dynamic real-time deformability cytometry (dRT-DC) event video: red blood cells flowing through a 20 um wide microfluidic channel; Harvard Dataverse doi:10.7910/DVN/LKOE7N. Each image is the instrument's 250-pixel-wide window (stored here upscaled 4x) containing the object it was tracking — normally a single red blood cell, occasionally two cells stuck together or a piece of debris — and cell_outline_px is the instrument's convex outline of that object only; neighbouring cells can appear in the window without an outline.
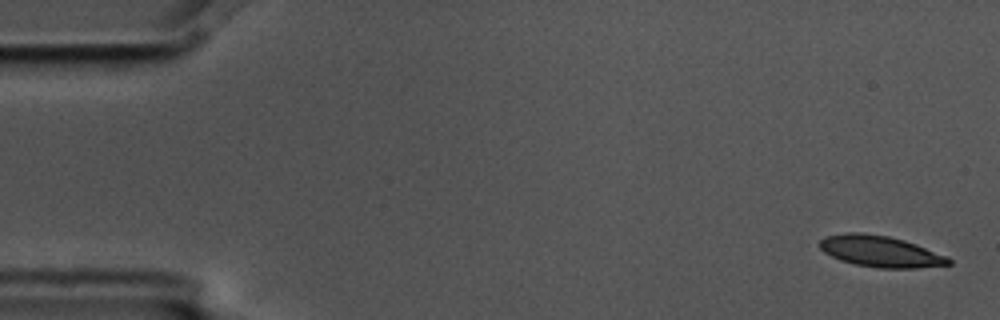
{"species": "common noctule bat (a hibernating species)", "species_latin": "Nyctalus noctula", "temperature_condition": "cold", "stored_images_in_passage": 6, "segment_of_instrument_passage": [1, 2], "camera_frame_rate_fps": 3000, "um_per_image_px": 0.085, "animal": {"sex": "male", "body_mass_g": 17.5, "forearm_length_mm": 52.3}, "frame": {"image": 1, "passage_image": 1, "time_ms": 0.0, "image_size_px": [1000, 320], "cell_outline_px": [[952, 264], [916, 268], [880, 268], [856, 264], [840, 260], [824, 252], [820, 248], [820, 240], [824, 236], [848, 232], [860, 232], [888, 236], [904, 240], [916, 244], [948, 256], [952, 260]], "centroid_in_image_um": [74.85, 21.36], "position_along_channel_um": 10.1, "area_um2": 23.47}}